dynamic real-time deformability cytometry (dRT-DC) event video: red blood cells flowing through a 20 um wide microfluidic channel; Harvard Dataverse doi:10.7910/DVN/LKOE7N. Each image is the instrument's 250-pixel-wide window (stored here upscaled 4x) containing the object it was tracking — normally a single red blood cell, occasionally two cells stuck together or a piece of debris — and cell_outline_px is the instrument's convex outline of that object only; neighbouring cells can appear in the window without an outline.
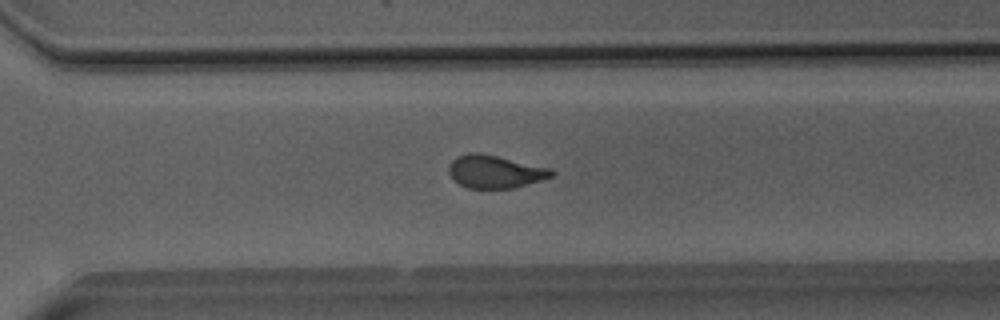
{"species": "Egyptian fruit bat (a non-hibernating species)", "species_latin": "Rousettus aegyptiacus", "temperature_condition": "room temperature", "stored_images_in_passage": 45, "camera_frame_rate_fps": 3000, "um_per_image_px": 0.085, "animal": {"sex": "male"}, "frame": {"image": 1, "passage_image": 36, "time_ms": 11.667, "image_size_px": [1000, 320], "cell_outline_px": [[556, 172], [552, 176], [540, 180], [512, 188], [468, 188], [460, 184], [448, 172], [448, 168], [452, 160], [456, 156], [468, 152], [480, 152], [552, 168]], "centroid_in_image_um": [42.08, 14.56], "position_along_channel_um": 328.5, "area_um2": 19.65}}
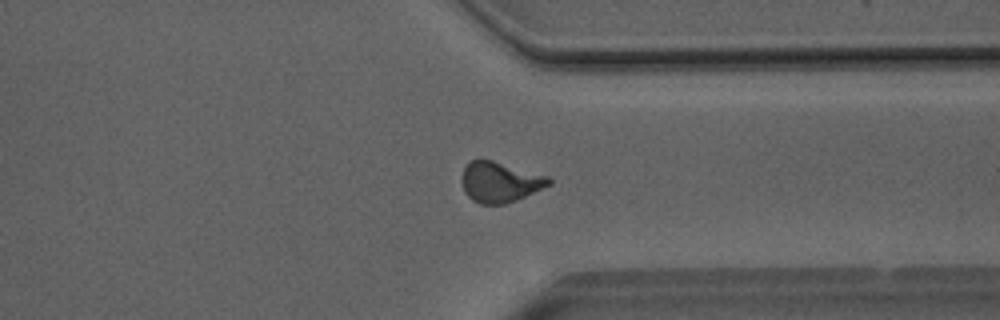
{"frame": {"image": 2, "passage_image": 39, "time_ms": 12.667, "image_size_px": [1000, 320], "cell_outline_px": [[552, 184], [516, 200], [504, 204], [480, 204], [472, 200], [464, 192], [460, 180], [464, 168], [472, 160], [492, 160], [548, 176], [552, 180]], "centroid_in_image_um": [42.48, 15.48], "position_along_channel_um": 368.9, "area_um2": 20.46}}
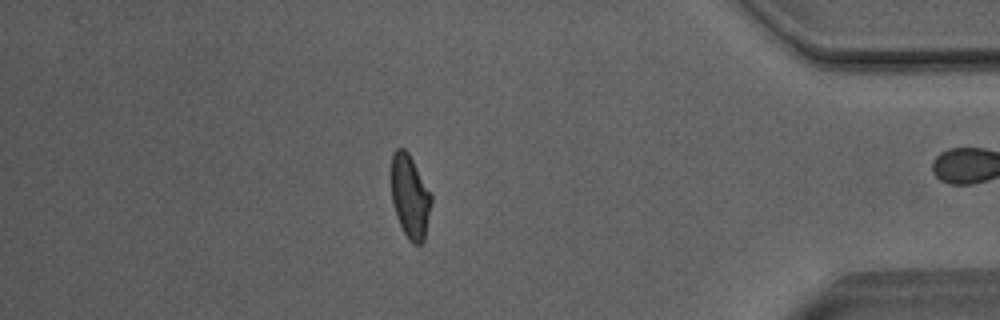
{"frame": {"image": 3, "passage_image": 44, "time_ms": 14.333, "image_size_px": [1000, 320], "cell_outline_px": [[432, 200], [424, 240], [420, 244], [412, 244], [408, 240], [396, 216], [392, 204], [392, 156], [396, 148], [404, 148], [408, 152], [432, 196]], "centroid_in_image_um": [34.85, 16.73], "position_along_channel_um": 400.4, "area_um2": 19.19}, "authors_computed_cell_mechanics": {"area_um2": 20.808, "velocity_mm_per_s": 4.0789, "shape_relaxation_time_tau1_ms": 8.9875, "shape_relaxation_time_tau2_ms": 1.3418, "deformation_change_tau1": 0.1876, "deformation_change_tau2": 0.0757}}